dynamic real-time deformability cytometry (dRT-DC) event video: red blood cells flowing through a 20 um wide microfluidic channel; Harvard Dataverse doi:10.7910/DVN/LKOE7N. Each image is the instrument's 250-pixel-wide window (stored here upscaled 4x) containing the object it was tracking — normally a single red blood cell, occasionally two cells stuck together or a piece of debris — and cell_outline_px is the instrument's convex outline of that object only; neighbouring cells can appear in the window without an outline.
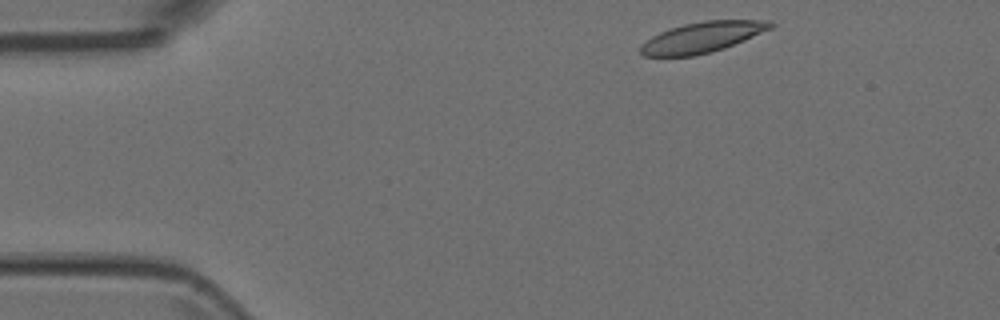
{"species": "Egyptian fruit bat (a non-hibernating species)", "species_latin": "Rousettus aegyptiacus", "temperature_condition": "room temperature", "stored_images_in_passage": 6, "camera_frame_rate_fps": 3000, "um_per_image_px": 0.085, "animal": {"sex": "female"}, "frame": {"image": 1, "passage_image": 1, "time_ms": 0.0, "image_size_px": [1000, 320], "cell_outline_px": [[776, 24], [772, 28], [744, 40], [724, 48], [692, 56], [644, 56], [640, 52], [640, 48], [652, 36], [660, 32], [684, 24], [704, 20], [772, 20]], "centroid_in_image_um": [59.74, 3.15], "position_along_channel_um": 25.3, "area_um2": 22.89}}
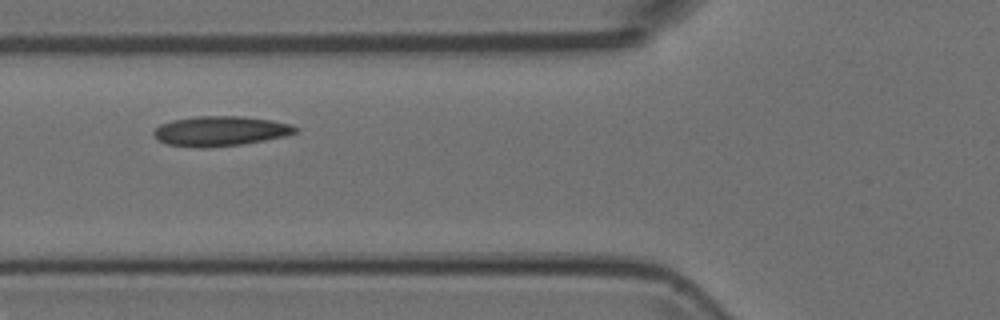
{"frame": {"image": 2, "passage_image": 4, "time_ms": 1.0, "image_size_px": [1000, 320], "cell_outline_px": [[296, 132], [284, 136], [264, 140], [240, 144], [168, 144], [156, 140], [152, 132], [160, 124], [172, 120], [196, 116], [240, 116], [272, 120], [292, 124], [296, 128]], "centroid_in_image_um": [18.75, 11.08], "position_along_channel_um": 107.1, "area_um2": 23.47}}
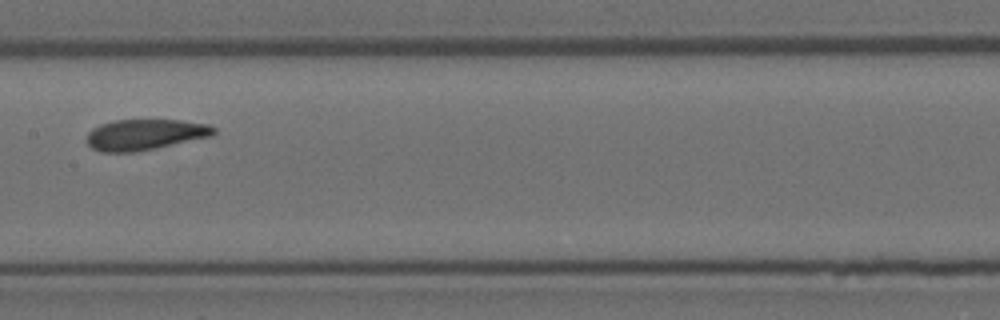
{"frame": {"image": 3, "passage_image": 6, "time_ms": 1.667, "image_size_px": [1000, 320], "cell_outline_px": [[216, 132], [212, 136], [156, 148], [132, 152], [100, 152], [92, 148], [84, 140], [88, 132], [92, 128], [100, 124], [112, 120], [180, 120], [208, 124], [216, 128]], "centroid_in_image_um": [12.29, 11.44], "position_along_channel_um": 195.1, "area_um2": 23.0}}